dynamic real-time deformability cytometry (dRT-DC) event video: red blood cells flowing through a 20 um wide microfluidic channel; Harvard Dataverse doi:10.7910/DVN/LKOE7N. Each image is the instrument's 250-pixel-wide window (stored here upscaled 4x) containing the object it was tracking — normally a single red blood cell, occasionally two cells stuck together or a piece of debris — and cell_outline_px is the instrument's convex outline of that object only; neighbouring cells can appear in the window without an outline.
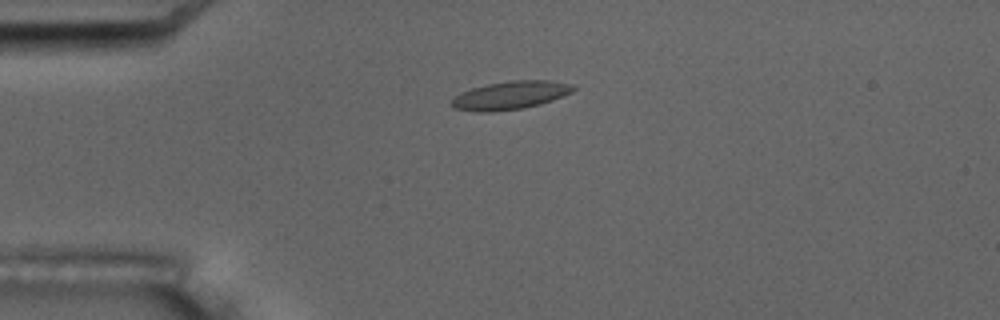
{"species": "common noctule bat (a hibernating species)", "species_latin": "Nyctalus noctula", "temperature_condition": "room temperature", "stored_images_in_passage": 6, "camera_frame_rate_fps": 3000, "um_per_image_px": 0.085, "animal": {"sex": "male", "body_mass_g": 17.5, "forearm_length_mm": 52.3}, "frame": {"image": 1, "passage_image": 5, "time_ms": 4.333, "image_size_px": [1000, 320], "cell_outline_px": [[576, 88], [572, 92], [552, 100], [540, 104], [524, 108], [492, 112], [476, 112], [452, 108], [448, 104], [460, 92], [472, 88], [488, 84], [512, 80], [552, 80], [572, 84]], "centroid_in_image_um": [43.36, 8.1], "position_along_channel_um": 41.6, "area_um2": 20.17}}